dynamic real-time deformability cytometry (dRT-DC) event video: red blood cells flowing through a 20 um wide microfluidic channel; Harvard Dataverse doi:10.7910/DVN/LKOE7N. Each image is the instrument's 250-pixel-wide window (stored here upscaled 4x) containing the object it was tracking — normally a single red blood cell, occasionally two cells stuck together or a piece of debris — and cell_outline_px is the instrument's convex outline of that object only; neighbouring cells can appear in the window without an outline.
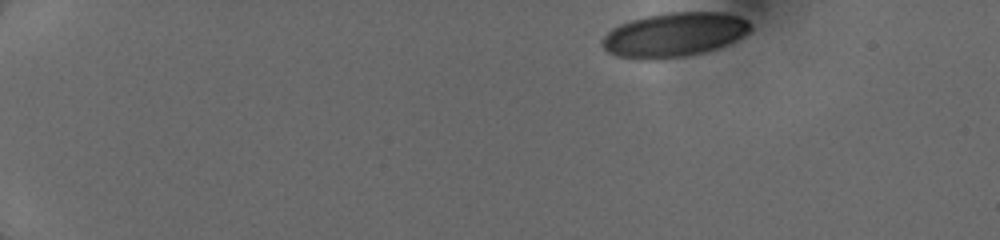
{"species": "human", "species_latin": "Homo sapiens", "temperature_condition": "cold", "stored_images_in_passage": 25, "camera_frame_rate_fps": 3000, "um_per_image_px": 0.085, "donor": {"sex": "female"}, "frame": {"image": 1, "passage_image": 1, "time_ms": 0.0, "image_size_px": [1000, 240], "cell_outline_px": [[752, 28], [744, 36], [736, 40], [716, 48], [704, 52], [684, 56], [660, 60], [640, 60], [616, 56], [608, 52], [600, 44], [600, 40], [612, 28], [620, 24], [632, 20], [664, 12], [724, 12], [740, 16], [748, 20]], "centroid_in_image_um": [57.29, 2.96], "position_along_channel_um": 27.7, "area_um2": 38.61}}
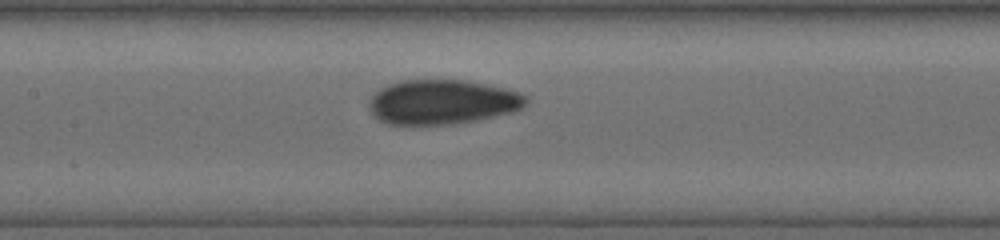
{"frame": {"image": 2, "passage_image": 12, "time_ms": 6.333, "image_size_px": [1000, 240], "cell_outline_px": [[528, 100], [524, 108], [512, 112], [476, 120], [452, 124], [388, 124], [380, 120], [368, 108], [368, 104], [372, 96], [380, 88], [388, 84], [400, 80], [468, 80], [508, 88], [520, 92], [528, 96]], "centroid_in_image_um": [37.64, 8.65], "position_along_channel_um": 169.8, "area_um2": 41.04}}
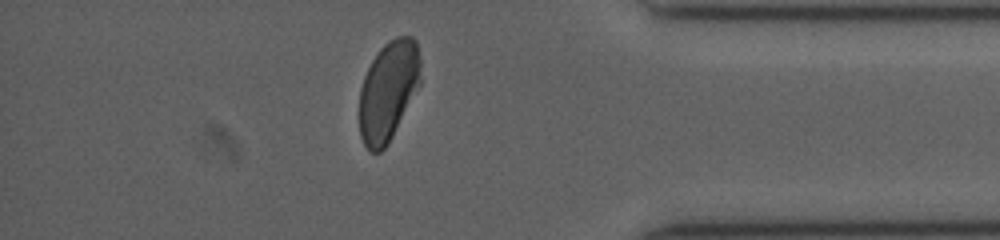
{"frame": {"image": 3, "passage_image": 22, "time_ms": 12.333, "image_size_px": [1000, 240], "cell_outline_px": [[420, 84], [388, 144], [380, 152], [372, 152], [364, 144], [360, 136], [360, 88], [364, 76], [372, 60], [380, 48], [388, 40], [396, 36], [412, 36], [416, 40], [420, 60]], "centroid_in_image_um": [33.01, 7.7], "position_along_channel_um": 402.2, "area_um2": 35.43}}